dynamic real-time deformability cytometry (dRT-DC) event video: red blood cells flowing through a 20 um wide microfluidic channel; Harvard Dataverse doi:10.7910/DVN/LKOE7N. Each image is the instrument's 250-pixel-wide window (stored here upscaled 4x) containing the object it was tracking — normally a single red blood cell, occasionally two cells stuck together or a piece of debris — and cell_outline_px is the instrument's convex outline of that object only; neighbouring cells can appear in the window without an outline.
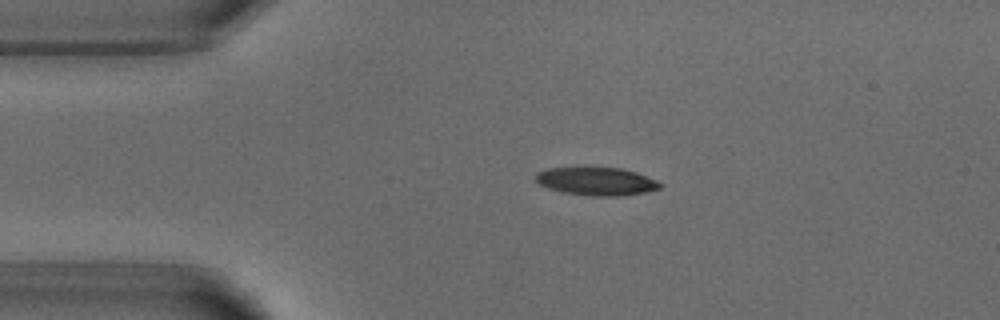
{"species": "common noctule bat (a hibernating species)", "species_latin": "Nyctalus noctula", "temperature_condition": "warm", "stored_images_in_passage": 2, "camera_frame_rate_fps": 3000, "um_per_image_px": 0.085, "animal": {"sex": "male", "body_mass_g": 18.8}, "frame": {"image": 1, "passage_image": 1, "time_ms": 0.0, "image_size_px": [1000, 320], "cell_outline_px": [[664, 184], [660, 188], [644, 192], [616, 196], [588, 196], [560, 192], [548, 188], [532, 180], [536, 172], [548, 168], [620, 168], [636, 172], [656, 180]], "centroid_in_image_um": [50.64, 15.42], "position_along_channel_um": 34.4, "area_um2": 20.4}}